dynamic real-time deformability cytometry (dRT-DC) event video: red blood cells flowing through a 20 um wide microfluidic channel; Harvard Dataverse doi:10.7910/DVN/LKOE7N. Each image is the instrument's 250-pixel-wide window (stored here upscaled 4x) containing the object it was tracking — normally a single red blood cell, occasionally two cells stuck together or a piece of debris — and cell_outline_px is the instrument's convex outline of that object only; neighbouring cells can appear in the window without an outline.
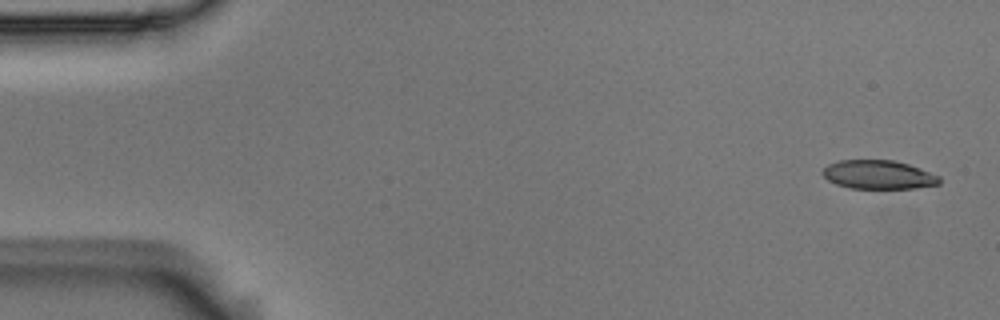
{"species": "Egyptian fruit bat (a non-hibernating species)", "species_latin": "Rousettus aegyptiacus", "temperature_condition": "room temperature", "stored_images_in_passage": 6, "segment_of_instrument_passage": [1, 2], "camera_frame_rate_fps": 3000, "um_per_image_px": 0.085, "animal": {"sex": "male"}, "frame": {"image": 1, "passage_image": 1, "time_ms": 0.0, "image_size_px": [1000, 320], "cell_outline_px": [[940, 184], [916, 188], [852, 188], [836, 184], [828, 180], [820, 172], [828, 164], [840, 160], [892, 160], [908, 164], [920, 168], [940, 176]], "centroid_in_image_um": [74.67, 14.84], "position_along_channel_um": 10.3, "area_um2": 19.54}}